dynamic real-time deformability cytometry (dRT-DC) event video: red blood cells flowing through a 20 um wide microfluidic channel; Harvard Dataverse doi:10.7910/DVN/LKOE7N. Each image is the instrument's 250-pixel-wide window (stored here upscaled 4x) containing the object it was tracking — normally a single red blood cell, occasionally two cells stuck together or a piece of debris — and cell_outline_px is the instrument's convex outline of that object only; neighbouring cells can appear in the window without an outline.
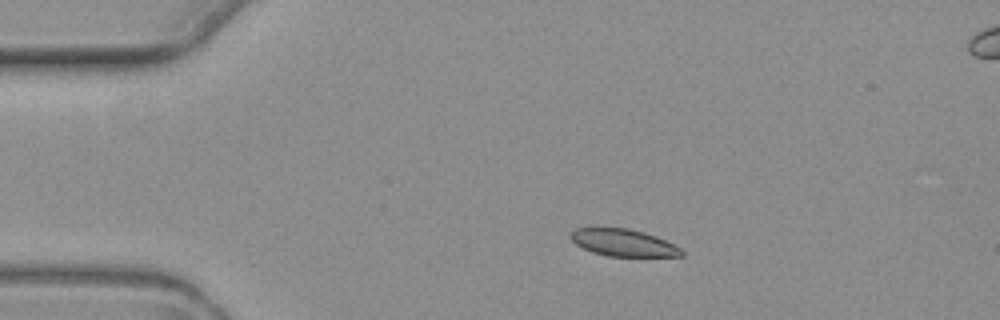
{"species": "common noctule bat (a hibernating species)", "species_latin": "Nyctalus noctula", "temperature_condition": "warm", "stored_images_in_passage": 3, "camera_frame_rate_fps": 3000, "um_per_image_px": 0.085, "animal": {"sex": "female", "body_mass_g": 19.3, "forearm_length_mm": 54.1}, "frame": {"image": 1, "passage_image": 2, "time_ms": 1.333, "image_size_px": [1000, 320], "cell_outline_px": [[684, 256], [608, 256], [592, 252], [576, 244], [568, 236], [576, 228], [628, 228], [644, 232], [656, 236], [680, 248], [684, 252]], "centroid_in_image_um": [52.98, 20.63], "position_along_channel_um": 32.0, "area_um2": 17.34}}